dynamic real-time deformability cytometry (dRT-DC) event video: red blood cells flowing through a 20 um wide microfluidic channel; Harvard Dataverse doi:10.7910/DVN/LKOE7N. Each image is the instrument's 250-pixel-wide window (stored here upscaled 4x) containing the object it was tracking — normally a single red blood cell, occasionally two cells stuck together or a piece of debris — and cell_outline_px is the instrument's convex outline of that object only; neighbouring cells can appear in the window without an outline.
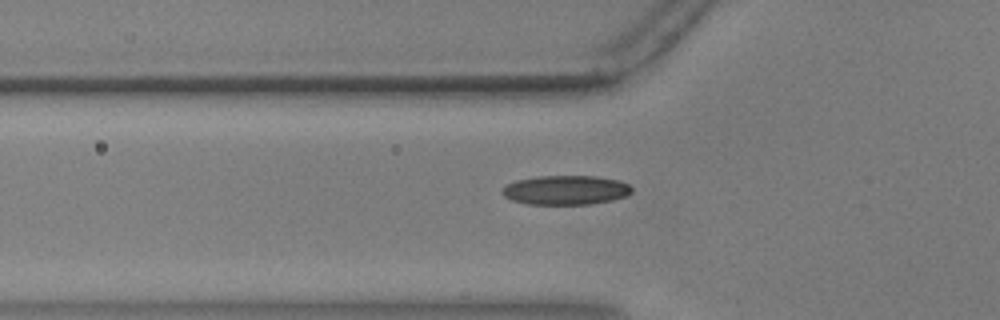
{"species": "common noctule bat (a hibernating species)", "species_latin": "Nyctalus noctula", "temperature_condition": "warm", "stored_images_in_passage": 42, "camera_frame_rate_fps": 3000, "um_per_image_px": 0.085, "animal": {"sex": "male", "body_mass_g": 17.9, "forearm_length_mm": 54.2}, "frame": {"image": 1, "passage_image": 5, "time_ms": 1.333, "image_size_px": [1000, 320], "cell_outline_px": [[632, 192], [624, 196], [612, 200], [588, 204], [528, 204], [512, 200], [504, 196], [500, 192], [508, 184], [516, 180], [536, 176], [596, 176], [620, 180], [628, 184], [632, 188]], "centroid_in_image_um": [48.08, 16.15], "position_along_channel_um": 77.7, "area_um2": 22.08}}
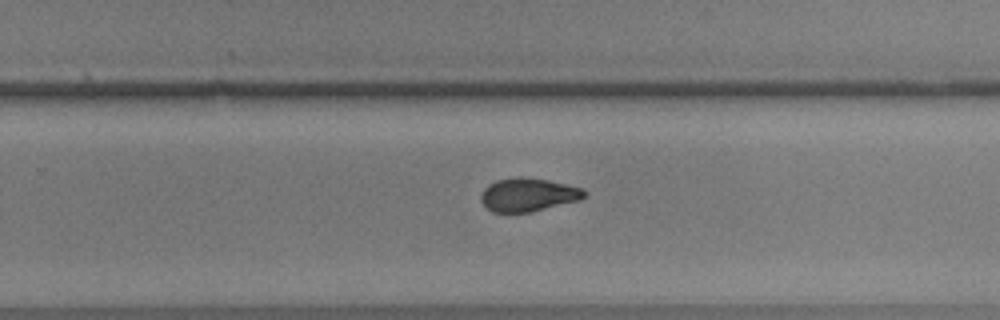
{"frame": {"image": 2, "passage_image": 22, "time_ms": 7.0, "image_size_px": [1000, 320], "cell_outline_px": [[584, 196], [580, 200], [532, 212], [492, 212], [480, 200], [480, 196], [484, 188], [488, 184], [496, 180], [520, 176], [548, 180], [580, 188], [584, 192]], "centroid_in_image_um": [44.84, 16.55], "position_along_channel_um": 285.0, "area_um2": 19.94}}
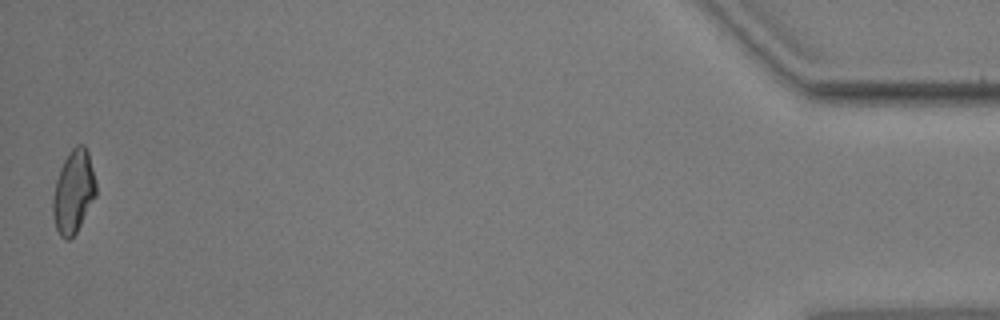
{"frame": {"image": 3, "passage_image": 41, "time_ms": 13.333, "image_size_px": [1000, 320], "cell_outline_px": [[96, 196], [76, 232], [68, 240], [64, 240], [60, 236], [56, 228], [52, 216], [52, 196], [56, 180], [60, 168], [64, 160], [72, 148], [76, 144], [84, 144], [88, 152], [96, 180]], "centroid_in_image_um": [6.24, 16.29], "position_along_channel_um": 429.0, "area_um2": 20.98}}